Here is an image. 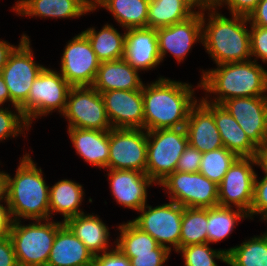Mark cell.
<instances>
[{
	"label": "cell",
	"instance_id": "cell-1",
	"mask_svg": "<svg viewBox=\"0 0 267 266\" xmlns=\"http://www.w3.org/2000/svg\"><path fill=\"white\" fill-rule=\"evenodd\" d=\"M193 93L188 83L163 77L143 84L144 130L185 127L190 108L197 102Z\"/></svg>",
	"mask_w": 267,
	"mask_h": 266
},
{
	"label": "cell",
	"instance_id": "cell-2",
	"mask_svg": "<svg viewBox=\"0 0 267 266\" xmlns=\"http://www.w3.org/2000/svg\"><path fill=\"white\" fill-rule=\"evenodd\" d=\"M49 188L41 168H37L28 153L25 154L14 178L4 172V203L14 217L12 220H49Z\"/></svg>",
	"mask_w": 267,
	"mask_h": 266
},
{
	"label": "cell",
	"instance_id": "cell-3",
	"mask_svg": "<svg viewBox=\"0 0 267 266\" xmlns=\"http://www.w3.org/2000/svg\"><path fill=\"white\" fill-rule=\"evenodd\" d=\"M257 60L218 64V68L203 72L200 86L206 92L218 95L210 103L240 97L267 96V70ZM212 101V102H211Z\"/></svg>",
	"mask_w": 267,
	"mask_h": 266
},
{
	"label": "cell",
	"instance_id": "cell-4",
	"mask_svg": "<svg viewBox=\"0 0 267 266\" xmlns=\"http://www.w3.org/2000/svg\"><path fill=\"white\" fill-rule=\"evenodd\" d=\"M212 10L207 24L202 14V44L213 61L218 65L250 60V30L245 27L248 17L232 15L229 19Z\"/></svg>",
	"mask_w": 267,
	"mask_h": 266
},
{
	"label": "cell",
	"instance_id": "cell-5",
	"mask_svg": "<svg viewBox=\"0 0 267 266\" xmlns=\"http://www.w3.org/2000/svg\"><path fill=\"white\" fill-rule=\"evenodd\" d=\"M20 222H12L8 235L18 266H47L57 230L64 222L45 220V223H41V220H36L28 225Z\"/></svg>",
	"mask_w": 267,
	"mask_h": 266
},
{
	"label": "cell",
	"instance_id": "cell-6",
	"mask_svg": "<svg viewBox=\"0 0 267 266\" xmlns=\"http://www.w3.org/2000/svg\"><path fill=\"white\" fill-rule=\"evenodd\" d=\"M187 145L188 135L185 127L147 131L145 173L155 184H159L176 171L177 162Z\"/></svg>",
	"mask_w": 267,
	"mask_h": 266
},
{
	"label": "cell",
	"instance_id": "cell-7",
	"mask_svg": "<svg viewBox=\"0 0 267 266\" xmlns=\"http://www.w3.org/2000/svg\"><path fill=\"white\" fill-rule=\"evenodd\" d=\"M70 88L71 85L60 73L44 67L34 80L27 100L19 107L29 125L33 119L56 109L62 115Z\"/></svg>",
	"mask_w": 267,
	"mask_h": 266
},
{
	"label": "cell",
	"instance_id": "cell-8",
	"mask_svg": "<svg viewBox=\"0 0 267 266\" xmlns=\"http://www.w3.org/2000/svg\"><path fill=\"white\" fill-rule=\"evenodd\" d=\"M68 128L111 130L101 93L93 86H71L65 111Z\"/></svg>",
	"mask_w": 267,
	"mask_h": 266
},
{
	"label": "cell",
	"instance_id": "cell-9",
	"mask_svg": "<svg viewBox=\"0 0 267 266\" xmlns=\"http://www.w3.org/2000/svg\"><path fill=\"white\" fill-rule=\"evenodd\" d=\"M158 185L167 188L170 201L189 208L218 206V185L200 172L175 171Z\"/></svg>",
	"mask_w": 267,
	"mask_h": 266
},
{
	"label": "cell",
	"instance_id": "cell-10",
	"mask_svg": "<svg viewBox=\"0 0 267 266\" xmlns=\"http://www.w3.org/2000/svg\"><path fill=\"white\" fill-rule=\"evenodd\" d=\"M261 166L260 157H238L218 185V205L232 207L231 204L248 213L252 206L256 173L252 166Z\"/></svg>",
	"mask_w": 267,
	"mask_h": 266
},
{
	"label": "cell",
	"instance_id": "cell-11",
	"mask_svg": "<svg viewBox=\"0 0 267 266\" xmlns=\"http://www.w3.org/2000/svg\"><path fill=\"white\" fill-rule=\"evenodd\" d=\"M18 47L14 49L0 71L8 87L11 100L20 107L28 98L30 88L44 66L36 64L30 48V39L22 35Z\"/></svg>",
	"mask_w": 267,
	"mask_h": 266
},
{
	"label": "cell",
	"instance_id": "cell-12",
	"mask_svg": "<svg viewBox=\"0 0 267 266\" xmlns=\"http://www.w3.org/2000/svg\"><path fill=\"white\" fill-rule=\"evenodd\" d=\"M142 130L131 128L109 130L108 169L134 170L145 173L147 131Z\"/></svg>",
	"mask_w": 267,
	"mask_h": 266
},
{
	"label": "cell",
	"instance_id": "cell-13",
	"mask_svg": "<svg viewBox=\"0 0 267 266\" xmlns=\"http://www.w3.org/2000/svg\"><path fill=\"white\" fill-rule=\"evenodd\" d=\"M183 210V206L173 201L153 208L145 205L139 210L142 214L132 222L151 235L159 245L171 251V247L168 246L171 244L177 251L180 248Z\"/></svg>",
	"mask_w": 267,
	"mask_h": 266
},
{
	"label": "cell",
	"instance_id": "cell-14",
	"mask_svg": "<svg viewBox=\"0 0 267 266\" xmlns=\"http://www.w3.org/2000/svg\"><path fill=\"white\" fill-rule=\"evenodd\" d=\"M60 74L71 86H92L100 61L87 36L81 32L65 46Z\"/></svg>",
	"mask_w": 267,
	"mask_h": 266
},
{
	"label": "cell",
	"instance_id": "cell-15",
	"mask_svg": "<svg viewBox=\"0 0 267 266\" xmlns=\"http://www.w3.org/2000/svg\"><path fill=\"white\" fill-rule=\"evenodd\" d=\"M221 105L260 150L267 145V96L232 98Z\"/></svg>",
	"mask_w": 267,
	"mask_h": 266
},
{
	"label": "cell",
	"instance_id": "cell-16",
	"mask_svg": "<svg viewBox=\"0 0 267 266\" xmlns=\"http://www.w3.org/2000/svg\"><path fill=\"white\" fill-rule=\"evenodd\" d=\"M101 97L112 128L144 129L142 90H110Z\"/></svg>",
	"mask_w": 267,
	"mask_h": 266
},
{
	"label": "cell",
	"instance_id": "cell-17",
	"mask_svg": "<svg viewBox=\"0 0 267 266\" xmlns=\"http://www.w3.org/2000/svg\"><path fill=\"white\" fill-rule=\"evenodd\" d=\"M161 62L170 52L180 63L197 41L202 43V14L194 13L188 19L156 29Z\"/></svg>",
	"mask_w": 267,
	"mask_h": 266
},
{
	"label": "cell",
	"instance_id": "cell-18",
	"mask_svg": "<svg viewBox=\"0 0 267 266\" xmlns=\"http://www.w3.org/2000/svg\"><path fill=\"white\" fill-rule=\"evenodd\" d=\"M109 170L111 193L117 203L136 211L146 205L147 187L154 182L146 173L134 170Z\"/></svg>",
	"mask_w": 267,
	"mask_h": 266
},
{
	"label": "cell",
	"instance_id": "cell-19",
	"mask_svg": "<svg viewBox=\"0 0 267 266\" xmlns=\"http://www.w3.org/2000/svg\"><path fill=\"white\" fill-rule=\"evenodd\" d=\"M185 128L188 144L201 153L224 147L214 120V112L202 100L190 108Z\"/></svg>",
	"mask_w": 267,
	"mask_h": 266
},
{
	"label": "cell",
	"instance_id": "cell-20",
	"mask_svg": "<svg viewBox=\"0 0 267 266\" xmlns=\"http://www.w3.org/2000/svg\"><path fill=\"white\" fill-rule=\"evenodd\" d=\"M123 59L136 70H151L161 62L156 29L130 28L125 32Z\"/></svg>",
	"mask_w": 267,
	"mask_h": 266
},
{
	"label": "cell",
	"instance_id": "cell-21",
	"mask_svg": "<svg viewBox=\"0 0 267 266\" xmlns=\"http://www.w3.org/2000/svg\"><path fill=\"white\" fill-rule=\"evenodd\" d=\"M201 100L214 112V120L223 145L238 157H260L261 150L248 138L234 117L222 106Z\"/></svg>",
	"mask_w": 267,
	"mask_h": 266
},
{
	"label": "cell",
	"instance_id": "cell-22",
	"mask_svg": "<svg viewBox=\"0 0 267 266\" xmlns=\"http://www.w3.org/2000/svg\"><path fill=\"white\" fill-rule=\"evenodd\" d=\"M47 266H94V255L63 224L57 230Z\"/></svg>",
	"mask_w": 267,
	"mask_h": 266
},
{
	"label": "cell",
	"instance_id": "cell-23",
	"mask_svg": "<svg viewBox=\"0 0 267 266\" xmlns=\"http://www.w3.org/2000/svg\"><path fill=\"white\" fill-rule=\"evenodd\" d=\"M92 5V0H18L13 11L29 17L77 18L93 11Z\"/></svg>",
	"mask_w": 267,
	"mask_h": 266
},
{
	"label": "cell",
	"instance_id": "cell-24",
	"mask_svg": "<svg viewBox=\"0 0 267 266\" xmlns=\"http://www.w3.org/2000/svg\"><path fill=\"white\" fill-rule=\"evenodd\" d=\"M92 86L102 93L110 90H142L143 83L138 70L122 58L100 62Z\"/></svg>",
	"mask_w": 267,
	"mask_h": 266
},
{
	"label": "cell",
	"instance_id": "cell-25",
	"mask_svg": "<svg viewBox=\"0 0 267 266\" xmlns=\"http://www.w3.org/2000/svg\"><path fill=\"white\" fill-rule=\"evenodd\" d=\"M68 133L79 156L92 166L108 169L109 130L68 128Z\"/></svg>",
	"mask_w": 267,
	"mask_h": 266
},
{
	"label": "cell",
	"instance_id": "cell-26",
	"mask_svg": "<svg viewBox=\"0 0 267 266\" xmlns=\"http://www.w3.org/2000/svg\"><path fill=\"white\" fill-rule=\"evenodd\" d=\"M64 224L85 244L94 256L109 250V228L98 216L83 213L70 217Z\"/></svg>",
	"mask_w": 267,
	"mask_h": 266
},
{
	"label": "cell",
	"instance_id": "cell-27",
	"mask_svg": "<svg viewBox=\"0 0 267 266\" xmlns=\"http://www.w3.org/2000/svg\"><path fill=\"white\" fill-rule=\"evenodd\" d=\"M150 0H92L93 10L103 6L122 28H146ZM98 4V5H97Z\"/></svg>",
	"mask_w": 267,
	"mask_h": 266
},
{
	"label": "cell",
	"instance_id": "cell-28",
	"mask_svg": "<svg viewBox=\"0 0 267 266\" xmlns=\"http://www.w3.org/2000/svg\"><path fill=\"white\" fill-rule=\"evenodd\" d=\"M84 195L82 185L71 181L61 180L49 188V213H61L65 222L70 217L83 214L79 206Z\"/></svg>",
	"mask_w": 267,
	"mask_h": 266
},
{
	"label": "cell",
	"instance_id": "cell-29",
	"mask_svg": "<svg viewBox=\"0 0 267 266\" xmlns=\"http://www.w3.org/2000/svg\"><path fill=\"white\" fill-rule=\"evenodd\" d=\"M90 41L93 51L100 62L122 59L125 49V36L113 26L106 24L98 32L95 28L82 31Z\"/></svg>",
	"mask_w": 267,
	"mask_h": 266
},
{
	"label": "cell",
	"instance_id": "cell-30",
	"mask_svg": "<svg viewBox=\"0 0 267 266\" xmlns=\"http://www.w3.org/2000/svg\"><path fill=\"white\" fill-rule=\"evenodd\" d=\"M194 12L181 0H150L147 27L158 29L182 22Z\"/></svg>",
	"mask_w": 267,
	"mask_h": 266
},
{
	"label": "cell",
	"instance_id": "cell-31",
	"mask_svg": "<svg viewBox=\"0 0 267 266\" xmlns=\"http://www.w3.org/2000/svg\"><path fill=\"white\" fill-rule=\"evenodd\" d=\"M249 217L248 213L237 208L215 206L207 208V243L219 242L228 237L238 220Z\"/></svg>",
	"mask_w": 267,
	"mask_h": 266
},
{
	"label": "cell",
	"instance_id": "cell-32",
	"mask_svg": "<svg viewBox=\"0 0 267 266\" xmlns=\"http://www.w3.org/2000/svg\"><path fill=\"white\" fill-rule=\"evenodd\" d=\"M230 266H267V232L226 250Z\"/></svg>",
	"mask_w": 267,
	"mask_h": 266
},
{
	"label": "cell",
	"instance_id": "cell-33",
	"mask_svg": "<svg viewBox=\"0 0 267 266\" xmlns=\"http://www.w3.org/2000/svg\"><path fill=\"white\" fill-rule=\"evenodd\" d=\"M120 237L116 247L129 259L135 254L152 253L159 244L147 232L138 228L132 221L119 225Z\"/></svg>",
	"mask_w": 267,
	"mask_h": 266
},
{
	"label": "cell",
	"instance_id": "cell-34",
	"mask_svg": "<svg viewBox=\"0 0 267 266\" xmlns=\"http://www.w3.org/2000/svg\"><path fill=\"white\" fill-rule=\"evenodd\" d=\"M207 208L184 207L180 248L192 244L207 243Z\"/></svg>",
	"mask_w": 267,
	"mask_h": 266
},
{
	"label": "cell",
	"instance_id": "cell-35",
	"mask_svg": "<svg viewBox=\"0 0 267 266\" xmlns=\"http://www.w3.org/2000/svg\"><path fill=\"white\" fill-rule=\"evenodd\" d=\"M238 156L225 147L202 153L199 172L219 185Z\"/></svg>",
	"mask_w": 267,
	"mask_h": 266
},
{
	"label": "cell",
	"instance_id": "cell-36",
	"mask_svg": "<svg viewBox=\"0 0 267 266\" xmlns=\"http://www.w3.org/2000/svg\"><path fill=\"white\" fill-rule=\"evenodd\" d=\"M209 247V243L192 244L181 247L176 252L182 253L184 266H218L215 258L227 263L226 249L217 251Z\"/></svg>",
	"mask_w": 267,
	"mask_h": 266
},
{
	"label": "cell",
	"instance_id": "cell-37",
	"mask_svg": "<svg viewBox=\"0 0 267 266\" xmlns=\"http://www.w3.org/2000/svg\"><path fill=\"white\" fill-rule=\"evenodd\" d=\"M17 113H12L8 108L3 109L0 107V141L10 136L16 137L18 134H22L23 130H28L30 125L25 116L21 111Z\"/></svg>",
	"mask_w": 267,
	"mask_h": 266
},
{
	"label": "cell",
	"instance_id": "cell-38",
	"mask_svg": "<svg viewBox=\"0 0 267 266\" xmlns=\"http://www.w3.org/2000/svg\"><path fill=\"white\" fill-rule=\"evenodd\" d=\"M265 176L259 181L257 180V174L254 180V191H253V200L252 206L250 208V219L253 215L260 214L262 215V220H267V172Z\"/></svg>",
	"mask_w": 267,
	"mask_h": 266
},
{
	"label": "cell",
	"instance_id": "cell-39",
	"mask_svg": "<svg viewBox=\"0 0 267 266\" xmlns=\"http://www.w3.org/2000/svg\"><path fill=\"white\" fill-rule=\"evenodd\" d=\"M250 28L251 57L267 63V27L251 25Z\"/></svg>",
	"mask_w": 267,
	"mask_h": 266
},
{
	"label": "cell",
	"instance_id": "cell-40",
	"mask_svg": "<svg viewBox=\"0 0 267 266\" xmlns=\"http://www.w3.org/2000/svg\"><path fill=\"white\" fill-rule=\"evenodd\" d=\"M170 252L168 248L159 245L152 253L135 254L130 259L131 266H164Z\"/></svg>",
	"mask_w": 267,
	"mask_h": 266
},
{
	"label": "cell",
	"instance_id": "cell-41",
	"mask_svg": "<svg viewBox=\"0 0 267 266\" xmlns=\"http://www.w3.org/2000/svg\"><path fill=\"white\" fill-rule=\"evenodd\" d=\"M202 153L188 144L181 154L176 165V171L196 173L199 172Z\"/></svg>",
	"mask_w": 267,
	"mask_h": 266
},
{
	"label": "cell",
	"instance_id": "cell-42",
	"mask_svg": "<svg viewBox=\"0 0 267 266\" xmlns=\"http://www.w3.org/2000/svg\"><path fill=\"white\" fill-rule=\"evenodd\" d=\"M94 266H131V262L130 259L115 246V249L94 256Z\"/></svg>",
	"mask_w": 267,
	"mask_h": 266
},
{
	"label": "cell",
	"instance_id": "cell-43",
	"mask_svg": "<svg viewBox=\"0 0 267 266\" xmlns=\"http://www.w3.org/2000/svg\"><path fill=\"white\" fill-rule=\"evenodd\" d=\"M259 2L260 0H218L215 6L217 9V6L225 4L230 10L231 15L249 17Z\"/></svg>",
	"mask_w": 267,
	"mask_h": 266
},
{
	"label": "cell",
	"instance_id": "cell-44",
	"mask_svg": "<svg viewBox=\"0 0 267 266\" xmlns=\"http://www.w3.org/2000/svg\"><path fill=\"white\" fill-rule=\"evenodd\" d=\"M0 266H18L9 236L0 237Z\"/></svg>",
	"mask_w": 267,
	"mask_h": 266
},
{
	"label": "cell",
	"instance_id": "cell-45",
	"mask_svg": "<svg viewBox=\"0 0 267 266\" xmlns=\"http://www.w3.org/2000/svg\"><path fill=\"white\" fill-rule=\"evenodd\" d=\"M250 25L267 27V0H260L256 9L248 17Z\"/></svg>",
	"mask_w": 267,
	"mask_h": 266
},
{
	"label": "cell",
	"instance_id": "cell-46",
	"mask_svg": "<svg viewBox=\"0 0 267 266\" xmlns=\"http://www.w3.org/2000/svg\"><path fill=\"white\" fill-rule=\"evenodd\" d=\"M12 217L9 207L0 204V237L8 236L12 225Z\"/></svg>",
	"mask_w": 267,
	"mask_h": 266
},
{
	"label": "cell",
	"instance_id": "cell-47",
	"mask_svg": "<svg viewBox=\"0 0 267 266\" xmlns=\"http://www.w3.org/2000/svg\"><path fill=\"white\" fill-rule=\"evenodd\" d=\"M183 1L194 13H196V11H194L195 6L199 7L198 9H200V11H197V13L203 14L204 10L206 11L207 9L210 10L213 8H216V2L214 0H181ZM202 11V12H201Z\"/></svg>",
	"mask_w": 267,
	"mask_h": 266
},
{
	"label": "cell",
	"instance_id": "cell-48",
	"mask_svg": "<svg viewBox=\"0 0 267 266\" xmlns=\"http://www.w3.org/2000/svg\"><path fill=\"white\" fill-rule=\"evenodd\" d=\"M15 48L16 46L14 47V45H10V43L8 44L6 41H0V71L6 65L9 56Z\"/></svg>",
	"mask_w": 267,
	"mask_h": 266
},
{
	"label": "cell",
	"instance_id": "cell-49",
	"mask_svg": "<svg viewBox=\"0 0 267 266\" xmlns=\"http://www.w3.org/2000/svg\"><path fill=\"white\" fill-rule=\"evenodd\" d=\"M6 101H10L17 112L20 111V108L11 100L8 87L3 76L0 74V105H3Z\"/></svg>",
	"mask_w": 267,
	"mask_h": 266
},
{
	"label": "cell",
	"instance_id": "cell-50",
	"mask_svg": "<svg viewBox=\"0 0 267 266\" xmlns=\"http://www.w3.org/2000/svg\"><path fill=\"white\" fill-rule=\"evenodd\" d=\"M261 168L267 172V145L260 152Z\"/></svg>",
	"mask_w": 267,
	"mask_h": 266
},
{
	"label": "cell",
	"instance_id": "cell-51",
	"mask_svg": "<svg viewBox=\"0 0 267 266\" xmlns=\"http://www.w3.org/2000/svg\"><path fill=\"white\" fill-rule=\"evenodd\" d=\"M2 200H5V192H4V172L0 171V203Z\"/></svg>",
	"mask_w": 267,
	"mask_h": 266
}]
</instances>
